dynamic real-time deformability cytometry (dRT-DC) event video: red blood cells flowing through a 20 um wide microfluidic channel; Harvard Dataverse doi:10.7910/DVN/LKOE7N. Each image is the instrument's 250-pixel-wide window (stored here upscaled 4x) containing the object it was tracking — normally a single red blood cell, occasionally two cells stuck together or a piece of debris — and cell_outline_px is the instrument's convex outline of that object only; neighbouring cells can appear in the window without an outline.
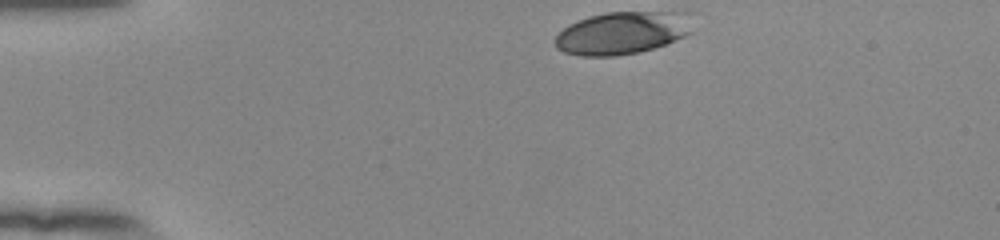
{"species": "human", "species_latin": "Homo sapiens", "temperature_condition": "room temperature", "stored_images_in_passage": 35, "camera_frame_rate_fps": 3000, "um_per_image_px": 0.085, "donor": {"sex": "female"}, "frame": {"image": 1, "passage_image": 1, "time_ms": 0.0, "image_size_px": [1000, 240], "cell_outline_px": [[692, 32], [676, 40], [640, 52], [616, 56], [580, 56], [564, 52], [556, 48], [552, 40], [564, 28], [588, 16], [608, 12], [692, 12]], "centroid_in_image_um": [52.92, 2.79], "position_along_channel_um": 32.1, "area_um2": 34.39}}
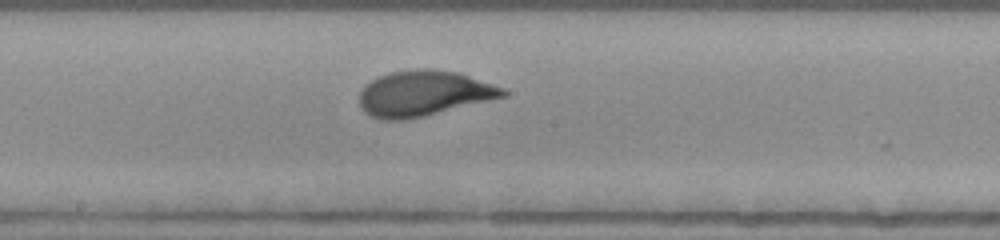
{"frame": {"image": 2, "passage_image": 20, "time_ms": 6.333, "image_size_px": [1000, 240], "cell_outline_px": [[508, 96], [424, 116], [404, 120], [380, 120], [364, 112], [360, 108], [360, 92], [372, 80], [388, 72], [416, 68], [432, 68], [460, 72], [504, 88], [508, 92]], "centroid_in_image_um": [36.04, 7.93], "position_along_channel_um": 212.2, "area_um2": 38.32}}
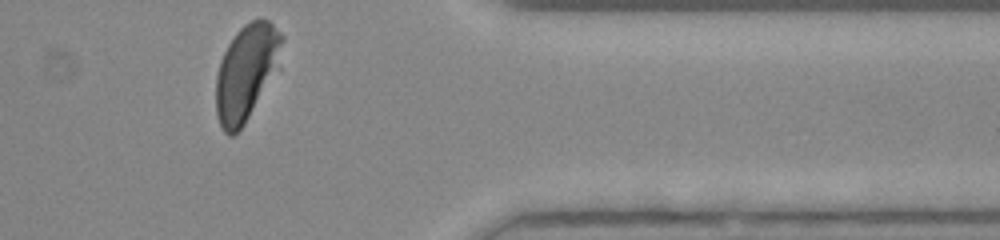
{"frame": {"image": 3, "passage_image": 35, "time_ms": 11.333, "image_size_px": [1000, 240], "cell_outline_px": [[284, 36], [272, 68], [244, 124], [232, 136], [228, 136], [220, 128], [216, 116], [216, 76], [220, 60], [228, 44], [236, 32], [244, 24], [260, 16], [268, 20]], "centroid_in_image_um": [20.81, 6.11], "position_along_channel_um": 390.6, "area_um2": 34.91}, "authors_computed_cell_mechanics": {"area_um2": 37.1654, "velocity_mm_per_s": 3.8593, "shape_relaxation_time_tau1_ms": 2.806, "shape_relaxation_time_tau2_ms": null, "deformation_change_tau1": 0.1633, "deformation_change_tau2": null}}